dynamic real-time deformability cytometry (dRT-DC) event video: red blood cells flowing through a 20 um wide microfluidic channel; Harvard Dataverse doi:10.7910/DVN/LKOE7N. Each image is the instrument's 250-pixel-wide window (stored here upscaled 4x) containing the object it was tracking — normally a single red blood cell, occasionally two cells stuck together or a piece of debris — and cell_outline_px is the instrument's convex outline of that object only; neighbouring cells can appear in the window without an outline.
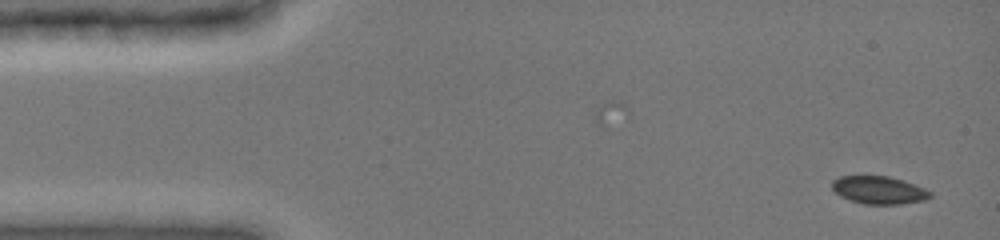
{"species": "common noctule bat (a hibernating species)", "species_latin": "Nyctalus noctula", "temperature_condition": "cold", "stored_images_in_passage": 47, "camera_frame_rate_fps": 3000, "um_per_image_px": 0.085, "animal": {"sex": "female", "body_mass_g": 19.0, "forearm_length_mm": 51.5}, "frame": {"image": 1, "passage_image": 1, "time_ms": 0.0, "image_size_px": [1000, 240], "cell_outline_px": [[932, 196], [924, 200], [900, 204], [864, 204], [840, 196], [832, 188], [832, 180], [840, 176], [888, 176], [924, 188], [932, 192]], "centroid_in_image_um": [74.69, 16.16], "position_along_channel_um": 10.3, "area_um2": 15.66}}
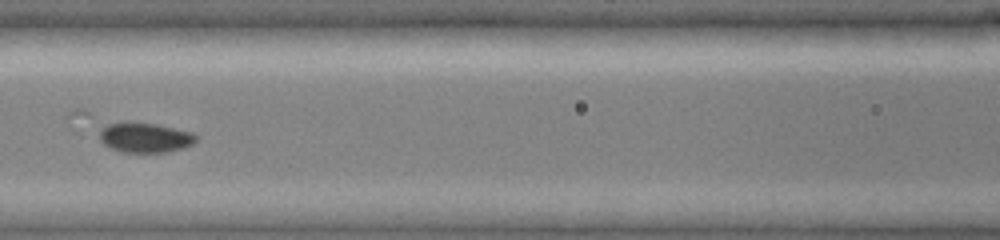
{"frame": {"image": 2, "passage_image": 20, "time_ms": 6.333, "image_size_px": [1000, 240], "cell_outline_px": [[200, 136], [192, 144], [184, 148], [168, 152], [124, 152], [112, 148], [104, 144], [100, 140], [100, 132], [108, 124], [124, 120], [128, 120], [156, 124], [192, 132]], "centroid_in_image_um": [12.35, 11.67], "position_along_channel_um": 154.2, "area_um2": 17.05}}
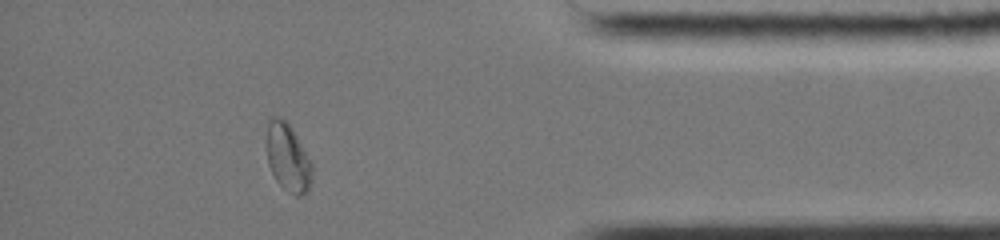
{"frame": {"image": 3, "passage_image": 41, "time_ms": 13.333, "image_size_px": [1000, 240], "cell_outline_px": [[312, 184], [308, 192], [300, 196], [296, 196], [288, 192], [276, 180], [268, 164], [264, 144], [264, 140], [268, 116], [280, 116], [292, 128], [312, 160]], "centroid_in_image_um": [24.44, 13.35], "position_along_channel_um": 410.8, "area_um2": 18.9}, "authors_computed_cell_mechanics": {"area_um2": 16.5308, "velocity_mm_per_s": 3.9702, "shape_relaxation_time_tau1_ms": 4.9177, "shape_relaxation_time_tau2_ms": null, "deformation_change_tau1": 0.0958, "deformation_change_tau2": null}}